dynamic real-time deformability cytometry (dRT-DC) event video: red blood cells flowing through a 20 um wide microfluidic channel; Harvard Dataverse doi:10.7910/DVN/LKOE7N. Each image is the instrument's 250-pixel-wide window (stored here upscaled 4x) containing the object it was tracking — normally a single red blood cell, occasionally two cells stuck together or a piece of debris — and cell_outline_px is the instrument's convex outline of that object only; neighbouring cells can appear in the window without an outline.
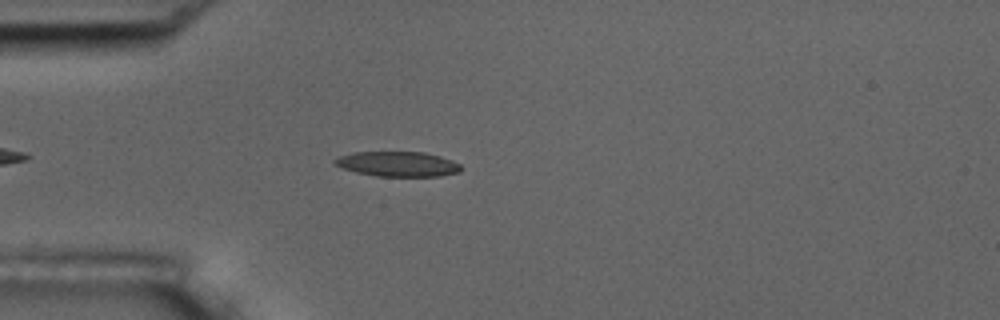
{"species": "common noctule bat (a hibernating species)", "species_latin": "Nyctalus noctula", "temperature_condition": "room temperature", "stored_images_in_passage": 2, "camera_frame_rate_fps": 3000, "um_per_image_px": 0.085, "animal": {"sex": "male", "body_mass_g": 17.5, "forearm_length_mm": 52.3}, "frame": {"image": 1, "passage_image": 1, "time_ms": 0.0, "image_size_px": [1000, 320], "cell_outline_px": [[460, 172], [440, 176], [376, 176], [356, 172], [344, 168], [336, 164], [332, 160], [340, 156], [352, 152], [424, 152], [440, 156], [452, 160], [460, 164]], "centroid_in_image_um": [33.82, 13.94], "position_along_channel_um": 51.2, "area_um2": 18.26}}